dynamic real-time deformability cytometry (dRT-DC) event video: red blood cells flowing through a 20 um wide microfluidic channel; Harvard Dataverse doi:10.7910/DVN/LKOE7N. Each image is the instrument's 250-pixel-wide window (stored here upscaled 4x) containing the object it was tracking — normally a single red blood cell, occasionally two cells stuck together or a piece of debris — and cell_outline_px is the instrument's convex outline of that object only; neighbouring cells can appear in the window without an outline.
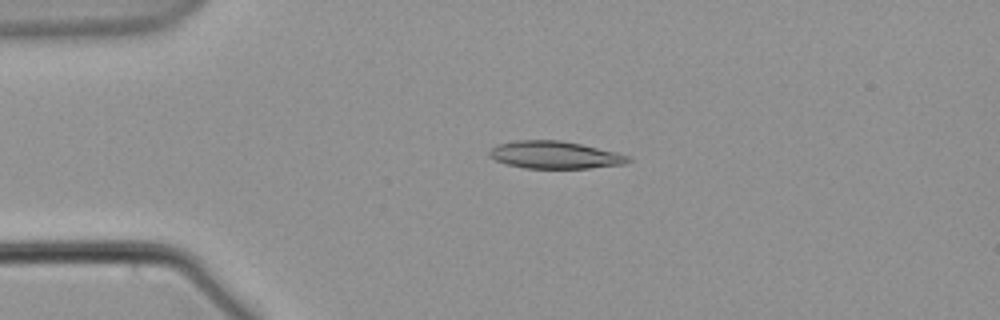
{"species": "common noctule bat (a hibernating species)", "species_latin": "Nyctalus noctula", "temperature_condition": "warm", "stored_images_in_passage": 57, "camera_frame_rate_fps": 3000, "um_per_image_px": 0.085, "animal": {"sex": "male", "body_mass_g": 21.5, "forearm_length_mm": 52.0}, "frame": {"image": 1, "passage_image": 13, "time_ms": 4.0, "image_size_px": [1000, 320], "cell_outline_px": [[632, 160], [628, 164], [588, 168], [524, 168], [508, 164], [496, 160], [488, 156], [488, 152], [496, 144], [516, 140], [560, 140], [580, 144], [616, 152], [628, 156]], "centroid_in_image_um": [47.16, 13.17], "position_along_channel_um": 37.8, "area_um2": 22.2}}
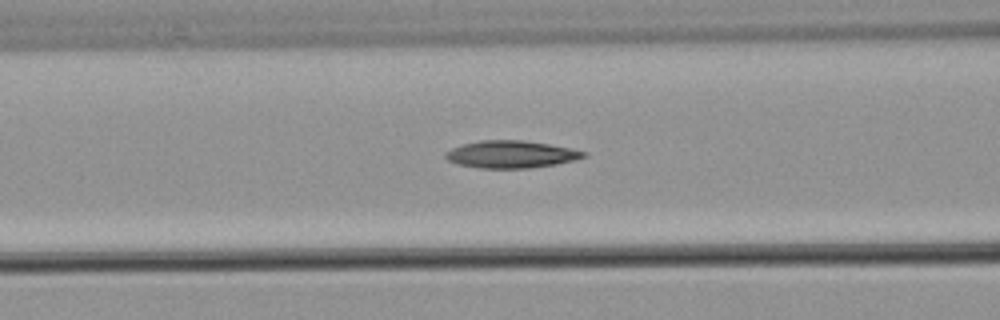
{"frame": {"image": 2, "passage_image": 23, "time_ms": 7.333, "image_size_px": [1000, 320], "cell_outline_px": [[588, 156], [576, 160], [556, 164], [528, 168], [480, 168], [456, 164], [448, 160], [444, 156], [452, 148], [464, 144], [480, 140], [524, 140], [572, 148], [588, 152]], "centroid_in_image_um": [43.49, 13.12], "position_along_channel_um": 123.1, "area_um2": 22.02}}
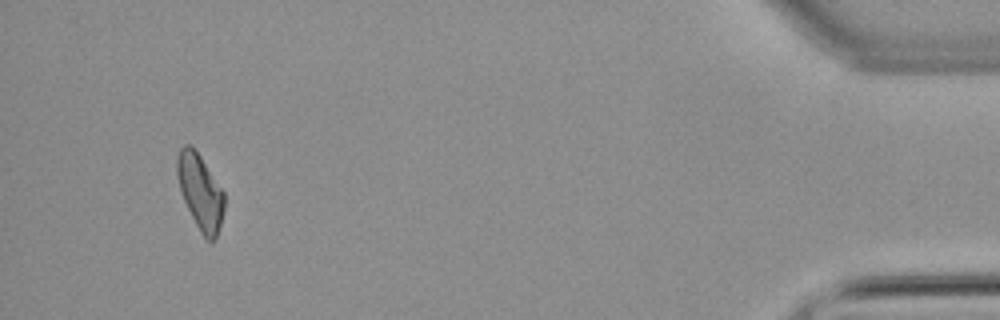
{"frame": {"image": 3, "passage_image": 54, "time_ms": 17.667, "image_size_px": [1000, 320], "cell_outline_px": [[224, 208], [216, 240], [212, 244], [200, 232], [184, 200], [176, 176], [176, 156], [180, 148], [184, 144], [188, 144], [200, 156], [224, 192]], "centroid_in_image_um": [17.01, 16.32], "position_along_channel_um": 418.2, "area_um2": 20.46}}